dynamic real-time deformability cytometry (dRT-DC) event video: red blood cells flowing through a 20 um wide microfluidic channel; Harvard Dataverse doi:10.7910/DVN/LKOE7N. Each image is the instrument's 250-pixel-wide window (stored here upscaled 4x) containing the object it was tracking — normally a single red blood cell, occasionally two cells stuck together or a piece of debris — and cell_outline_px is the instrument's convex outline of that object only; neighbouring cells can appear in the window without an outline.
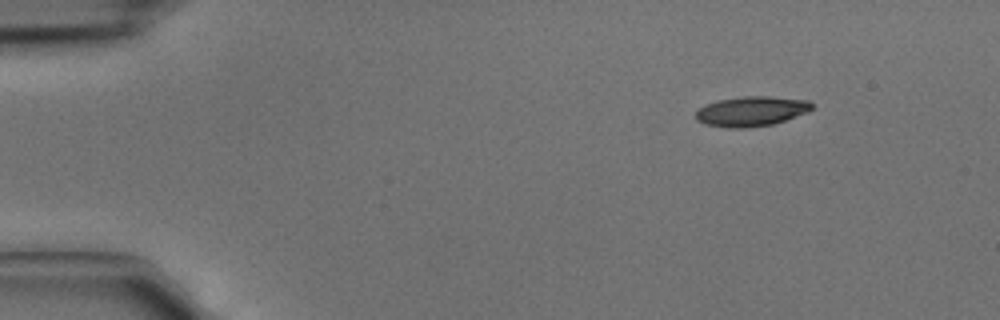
{"species": "common noctule bat (a hibernating species)", "species_latin": "Nyctalus noctula", "temperature_condition": "cold", "stored_images_in_passage": 4, "camera_frame_rate_fps": 3000, "um_per_image_px": 0.085, "animal": {"sex": "male", "body_mass_g": 15.6}, "frame": {"image": 1, "passage_image": 1, "time_ms": 0.0, "image_size_px": [1000, 320], "cell_outline_px": [[812, 108], [808, 112], [772, 124], [744, 128], [728, 128], [704, 124], [696, 120], [696, 112], [704, 104], [716, 100], [744, 96], [768, 96], [808, 100], [812, 104]], "centroid_in_image_um": [63.83, 9.45], "position_along_channel_um": 21.2, "area_um2": 20.23}}
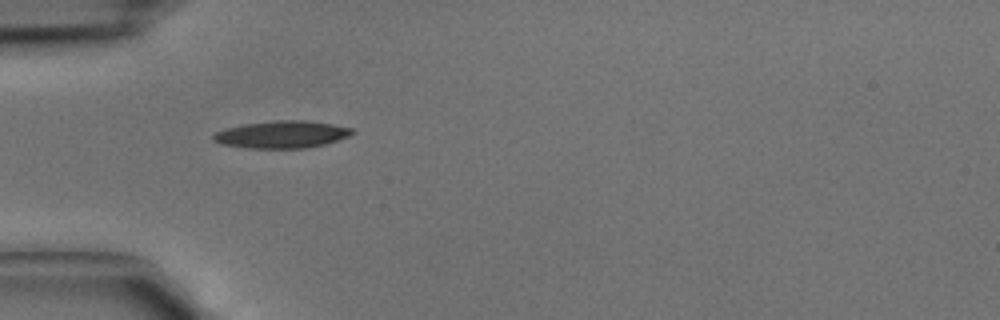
{"frame": {"image": 2, "passage_image": 3, "time_ms": 0.667, "image_size_px": [1000, 320], "cell_outline_px": [[356, 132], [348, 136], [324, 144], [304, 148], [244, 148], [220, 144], [212, 140], [212, 136], [216, 132], [228, 128], [244, 124], [276, 120], [304, 120], [332, 124], [352, 128]], "centroid_in_image_um": [23.93, 11.43], "position_along_channel_um": 61.1, "area_um2": 21.96}}